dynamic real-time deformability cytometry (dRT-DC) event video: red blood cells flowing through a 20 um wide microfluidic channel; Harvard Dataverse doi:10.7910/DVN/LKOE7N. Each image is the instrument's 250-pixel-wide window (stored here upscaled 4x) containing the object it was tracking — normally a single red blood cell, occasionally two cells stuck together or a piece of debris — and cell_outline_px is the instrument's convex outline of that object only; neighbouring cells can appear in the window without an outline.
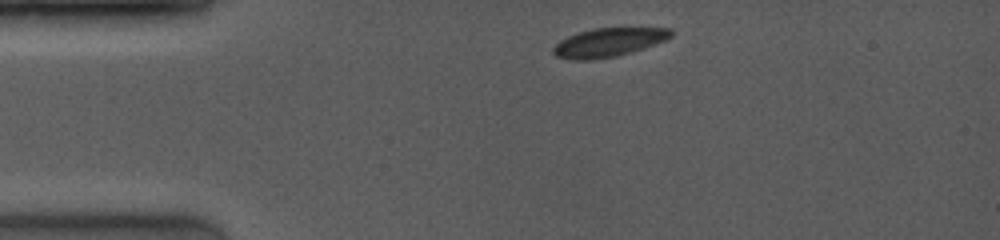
{"species": "common noctule bat (a hibernating species)", "species_latin": "Nyctalus noctula", "temperature_condition": "room temperature", "stored_images_in_passage": 3, "camera_frame_rate_fps": 4000, "um_per_image_px": 0.085, "animal": {"sex": "female", "body_mass_g": 19.0, "forearm_length_mm": 53.3}, "frame": {"image": 1, "passage_image": 1, "time_ms": 0.0, "image_size_px": [1000, 240], "cell_outline_px": [[672, 36], [664, 40], [644, 48], [616, 56], [588, 60], [572, 60], [556, 56], [552, 52], [552, 48], [560, 40], [568, 36], [580, 32], [596, 28], [672, 28]], "centroid_in_image_um": [51.7, 3.6], "position_along_channel_um": 33.3, "area_um2": 19.48}}